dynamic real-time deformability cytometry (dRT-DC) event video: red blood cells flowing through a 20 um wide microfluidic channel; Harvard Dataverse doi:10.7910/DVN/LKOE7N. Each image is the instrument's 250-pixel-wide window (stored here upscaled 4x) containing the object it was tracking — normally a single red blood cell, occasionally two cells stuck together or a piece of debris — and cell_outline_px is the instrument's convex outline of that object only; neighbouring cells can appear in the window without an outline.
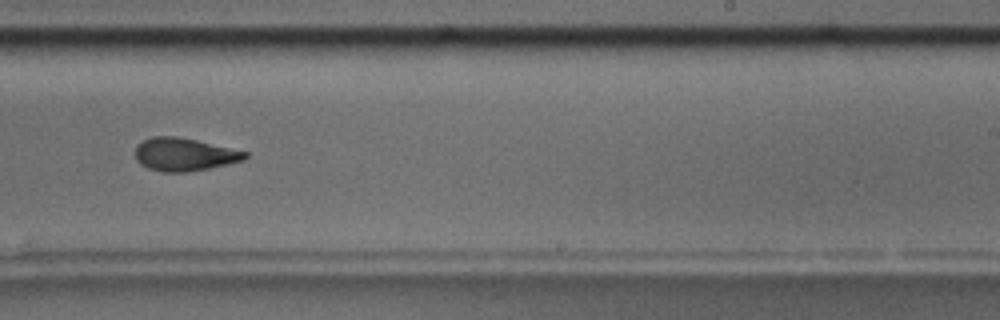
{"species": "common noctule bat (a hibernating species)", "species_latin": "Nyctalus noctula", "temperature_condition": "room temperature", "stored_images_in_passage": 23, "camera_frame_rate_fps": 3000, "um_per_image_px": 0.085, "animal": {"sex": "male", "body_mass_g": 17.5, "forearm_length_mm": 52.3}, "frame": {"image": 1, "passage_image": 20, "time_ms": 6.333, "image_size_px": [1000, 320], "cell_outline_px": [[248, 156], [244, 160], [228, 164], [188, 172], [164, 172], [148, 168], [140, 164], [136, 160], [136, 148], [144, 140], [152, 136], [176, 136], [196, 140], [248, 152]], "centroid_in_image_um": [15.67, 13.13], "position_along_channel_um": 273.3, "area_um2": 20.92}}